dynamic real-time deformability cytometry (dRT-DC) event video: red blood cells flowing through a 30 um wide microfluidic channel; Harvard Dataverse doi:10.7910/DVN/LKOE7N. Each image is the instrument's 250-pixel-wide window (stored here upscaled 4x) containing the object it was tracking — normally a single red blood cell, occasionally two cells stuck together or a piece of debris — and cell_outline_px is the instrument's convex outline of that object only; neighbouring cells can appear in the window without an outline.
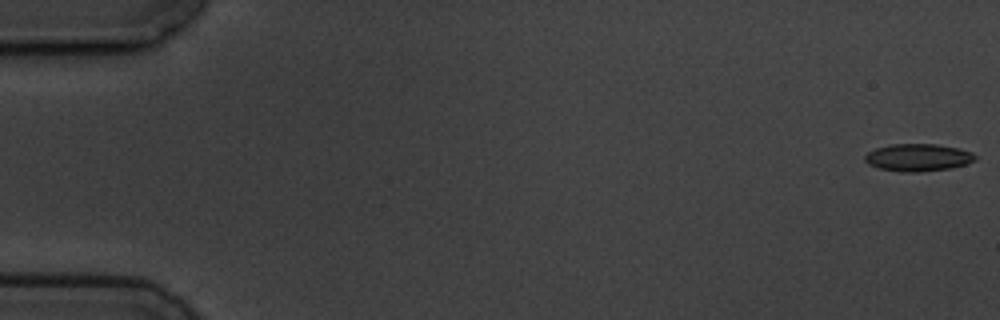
{"species": "common noctule bat (a hibernating species)", "species_latin": "Nyctalus noctula", "temperature_condition": "cold", "stored_images_in_passage": 5, "camera_frame_rate_fps": 3000, "um_per_image_px": 0.085, "animal": {"sex": "male", "body_mass_g": 19.5, "forearm_length_mm": 54.6}, "frame": {"image": 1, "passage_image": 1, "time_ms": 0.0, "image_size_px": [1000, 320], "cell_outline_px": [[976, 160], [968, 164], [948, 168], [920, 172], [900, 172], [880, 168], [868, 164], [864, 160], [864, 156], [868, 152], [876, 148], [892, 144], [936, 144], [956, 148], [972, 152], [976, 156]], "centroid_in_image_um": [78.03, 13.39], "position_along_channel_um": 7.0, "area_um2": 17.57}}
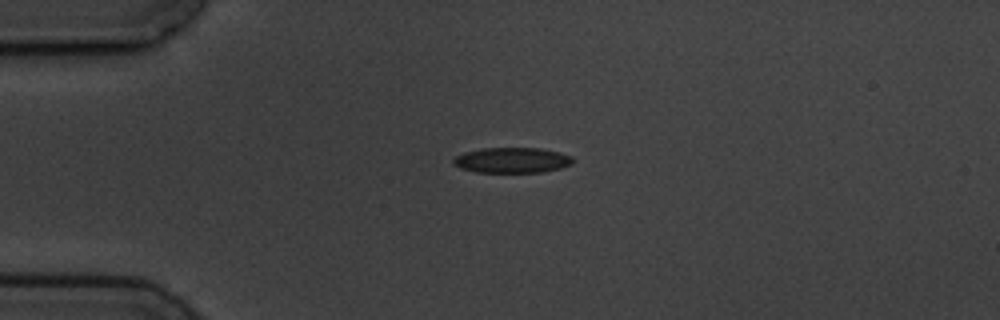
{"frame": {"image": 2, "passage_image": 4, "time_ms": 4.333, "image_size_px": [1000, 320], "cell_outline_px": [[576, 160], [572, 164], [560, 168], [540, 172], [476, 172], [460, 168], [452, 164], [452, 160], [456, 156], [464, 152], [484, 148], [540, 148], [560, 152], [572, 156]], "centroid_in_image_um": [43.54, 13.61], "position_along_channel_um": 41.5, "area_um2": 17.8}}